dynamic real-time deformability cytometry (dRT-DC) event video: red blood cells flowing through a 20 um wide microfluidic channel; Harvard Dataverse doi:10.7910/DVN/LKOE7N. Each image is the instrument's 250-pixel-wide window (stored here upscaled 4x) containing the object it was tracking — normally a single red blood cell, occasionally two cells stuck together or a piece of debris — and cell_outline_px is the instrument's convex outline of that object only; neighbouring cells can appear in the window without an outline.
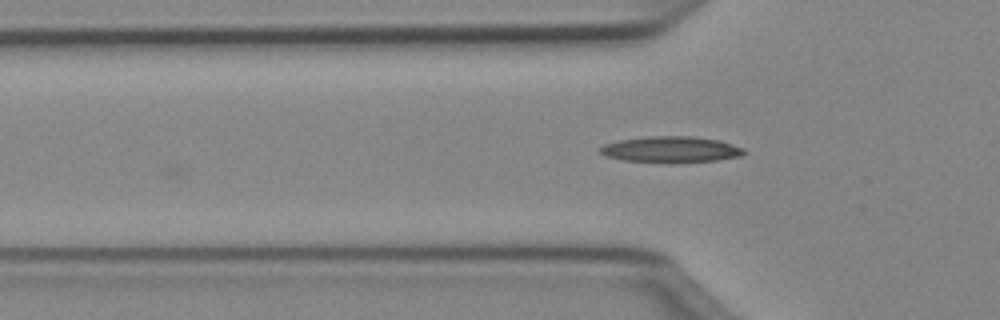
{"species": "Egyptian fruit bat (a non-hibernating species)", "species_latin": "Rousettus aegyptiacus", "temperature_condition": "cold", "stored_images_in_passage": 16, "camera_frame_rate_fps": 3000, "um_per_image_px": 0.085, "animal": {"sex": "female"}, "frame": {"image": 1, "passage_image": 16, "time_ms": 5.0, "image_size_px": [1000, 320], "cell_outline_px": [[748, 152], [744, 156], [716, 160], [672, 164], [664, 164], [624, 160], [608, 156], [600, 152], [596, 148], [604, 144], [620, 140], [652, 136], [692, 136], [716, 140], [732, 144], [744, 148]], "centroid_in_image_um": [57.06, 12.73], "position_along_channel_um": 68.7, "area_um2": 22.31}}